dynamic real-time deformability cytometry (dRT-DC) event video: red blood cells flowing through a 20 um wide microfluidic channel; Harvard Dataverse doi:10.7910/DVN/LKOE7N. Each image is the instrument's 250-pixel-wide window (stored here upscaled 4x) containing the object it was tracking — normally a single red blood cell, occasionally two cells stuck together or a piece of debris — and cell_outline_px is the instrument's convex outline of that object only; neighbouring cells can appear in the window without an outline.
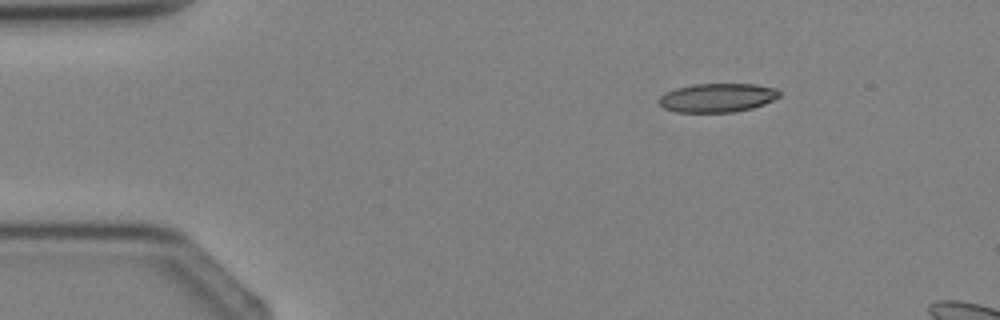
{"species": "Egyptian fruit bat (a non-hibernating species)", "species_latin": "Rousettus aegyptiacus", "temperature_condition": "cold", "stored_images_in_passage": 2, "camera_frame_rate_fps": 3000, "um_per_image_px": 0.085, "animal": {"sex": "female"}, "frame": {"image": 1, "passage_image": 1, "time_ms": 0.0, "image_size_px": [1000, 320], "cell_outline_px": [[780, 96], [764, 104], [752, 108], [732, 112], [676, 112], [664, 108], [656, 100], [664, 92], [676, 88], [692, 84], [756, 84], [776, 88], [780, 92]], "centroid_in_image_um": [60.94, 8.3], "position_along_channel_um": 24.1, "area_um2": 20.35}}